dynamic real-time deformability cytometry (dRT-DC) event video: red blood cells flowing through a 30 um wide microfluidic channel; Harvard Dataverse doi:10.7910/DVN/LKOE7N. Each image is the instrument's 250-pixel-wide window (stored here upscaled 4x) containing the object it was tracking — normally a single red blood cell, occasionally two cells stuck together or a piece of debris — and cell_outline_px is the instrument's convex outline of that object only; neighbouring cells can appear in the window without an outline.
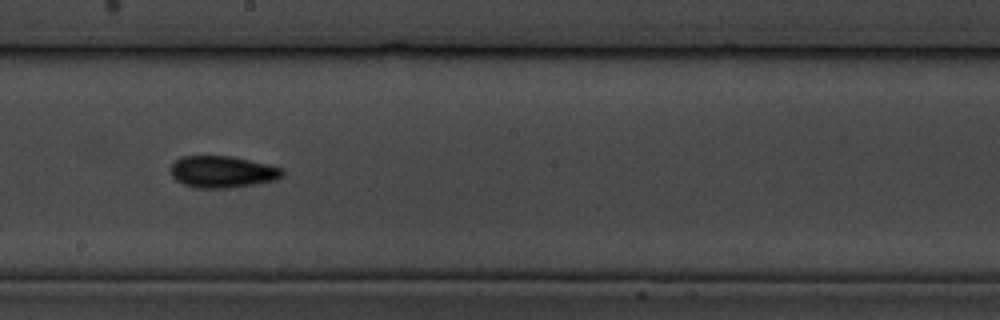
{"species": "common noctule bat (a hibernating species)", "species_latin": "Nyctalus noctula", "temperature_condition": "cold", "stored_images_in_passage": 22, "camera_frame_rate_fps": 3000, "um_per_image_px": 0.085, "animal": {"sex": "male", "body_mass_g": 19.5, "forearm_length_mm": 54.6}, "frame": {"image": 1, "passage_image": 16, "time_ms": 5.0, "image_size_px": [1000, 320], "cell_outline_px": [[284, 176], [276, 180], [256, 184], [228, 188], [196, 188], [184, 184], [176, 180], [172, 176], [168, 168], [180, 156], [232, 156], [284, 168]], "centroid_in_image_um": [18.9, 14.6], "position_along_channel_um": 229.3, "area_um2": 20.92}}
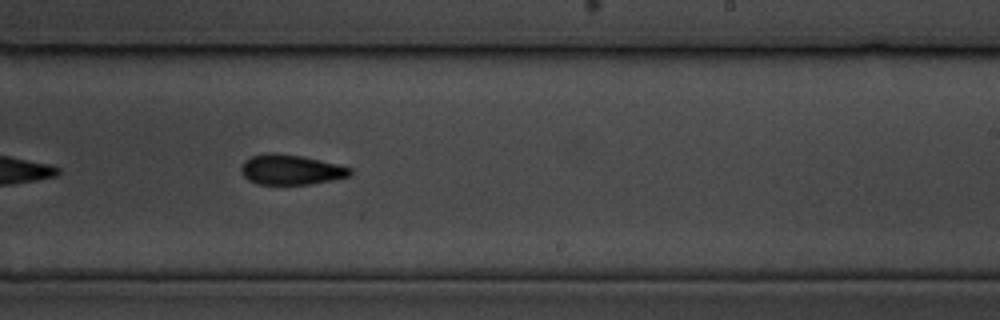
{"frame": {"image": 2, "passage_image": 19, "time_ms": 6.0, "image_size_px": [1000, 320], "cell_outline_px": [[352, 172], [348, 176], [332, 180], [308, 184], [256, 184], [248, 180], [240, 172], [240, 168], [244, 160], [252, 156], [272, 152], [276, 152], [300, 156], [336, 164], [352, 168]], "centroid_in_image_um": [24.67, 14.42], "position_along_channel_um": 264.3, "area_um2": 18.96}}